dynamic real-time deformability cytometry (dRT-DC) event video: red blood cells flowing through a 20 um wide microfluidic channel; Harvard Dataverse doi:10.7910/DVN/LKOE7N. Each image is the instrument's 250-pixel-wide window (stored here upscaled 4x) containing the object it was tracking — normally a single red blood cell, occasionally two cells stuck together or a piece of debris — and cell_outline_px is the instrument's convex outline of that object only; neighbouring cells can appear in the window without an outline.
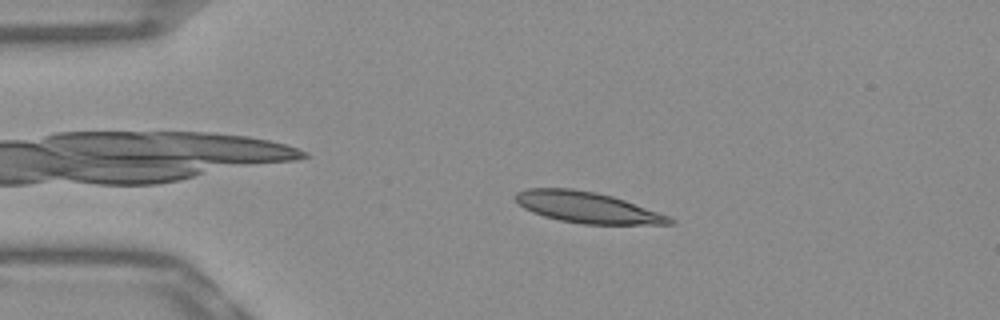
{"species": "Egyptian fruit bat (a non-hibernating species)", "species_latin": "Rousettus aegyptiacus", "temperature_condition": "warm", "stored_images_in_passage": 52, "camera_frame_rate_fps": 3000, "um_per_image_px": 0.085, "frame": {"image": 1, "passage_image": 11, "time_ms": 3.333, "image_size_px": [1000, 320], "cell_outline_px": [[676, 224], [584, 224], [560, 220], [544, 216], [532, 212], [524, 208], [512, 196], [516, 192], [528, 188], [572, 188], [596, 192], [612, 196], [624, 200], [668, 216], [676, 220]], "centroid_in_image_um": [49.88, 17.62], "position_along_channel_um": 35.1, "area_um2": 27.69}}
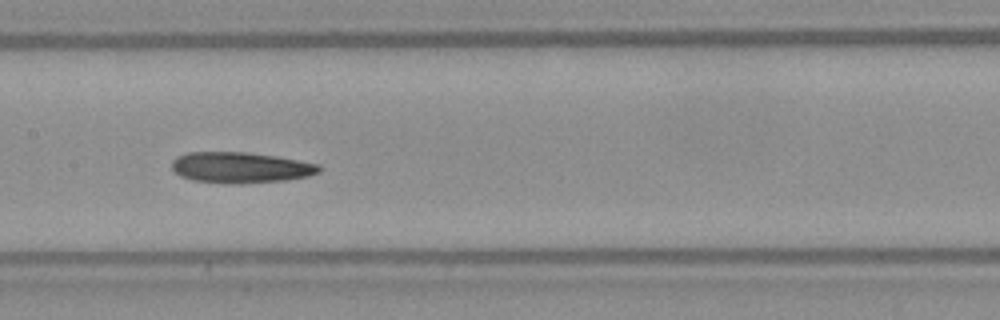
{"frame": {"image": 2, "passage_image": 26, "time_ms": 8.333, "image_size_px": [1000, 320], "cell_outline_px": [[320, 172], [308, 176], [284, 180], [240, 184], [236, 184], [192, 180], [180, 176], [172, 168], [172, 160], [176, 156], [188, 152], [248, 152], [276, 156], [320, 164]], "centroid_in_image_um": [20.44, 14.23], "position_along_channel_um": 187.0, "area_um2": 26.53}}
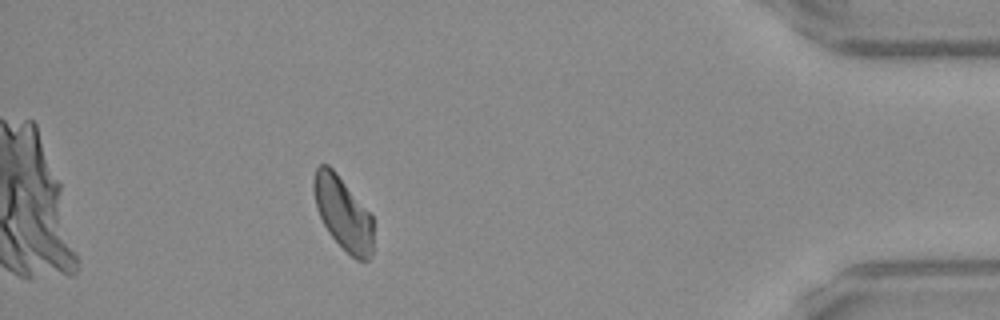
{"frame": {"image": 3, "passage_image": 47, "time_ms": 15.333, "image_size_px": [1000, 320], "cell_outline_px": [[372, 252], [368, 260], [356, 260], [328, 232], [316, 208], [312, 192], [312, 180], [316, 168], [320, 164], [328, 164], [336, 172], [372, 216]], "centroid_in_image_um": [29.12, 18.09], "position_along_channel_um": 406.1, "area_um2": 25.09}, "authors_computed_cell_mechanics": {"area_um2": 26.5302, "velocity_mm_per_s": 3.8383, "shape_relaxation_time_tau1_ms": 9.0392, "shape_relaxation_time_tau2_ms": 4.8737, "deformation_change_tau1": 0.1918, "deformation_change_tau2": 0.1291}}